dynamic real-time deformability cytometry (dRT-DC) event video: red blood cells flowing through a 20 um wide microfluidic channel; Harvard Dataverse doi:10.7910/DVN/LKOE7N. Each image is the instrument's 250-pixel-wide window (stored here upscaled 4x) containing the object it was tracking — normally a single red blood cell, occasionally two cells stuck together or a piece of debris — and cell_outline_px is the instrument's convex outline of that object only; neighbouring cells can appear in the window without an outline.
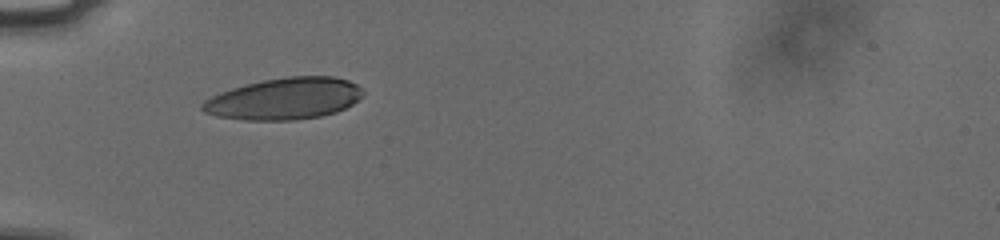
{"species": "human", "species_latin": "Homo sapiens", "temperature_condition": "cold", "stored_images_in_passage": 39, "camera_frame_rate_fps": 3000, "um_per_image_px": 0.085, "donor": {"sex": "male"}, "frame": {"image": 1, "passage_image": 2, "time_ms": 0.333, "image_size_px": [1000, 240], "cell_outline_px": [[364, 96], [352, 104], [336, 112], [320, 116], [296, 120], [244, 120], [216, 116], [204, 112], [200, 108], [200, 104], [204, 100], [220, 92], [232, 88], [264, 80], [288, 76], [332, 76], [348, 80], [356, 84], [364, 92]], "centroid_in_image_um": [24.17, 8.39], "position_along_channel_um": 60.8, "area_um2": 39.02}}
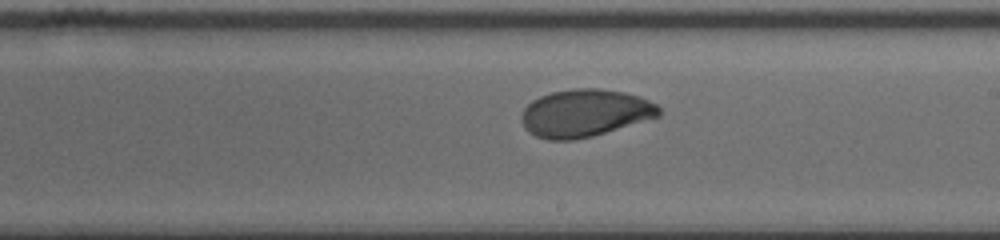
{"frame": {"image": 2, "passage_image": 17, "time_ms": 5.333, "image_size_px": [1000, 240], "cell_outline_px": [[660, 116], [592, 136], [572, 140], [548, 140], [536, 136], [528, 132], [524, 128], [520, 120], [520, 116], [524, 108], [532, 100], [540, 96], [552, 92], [576, 88], [600, 88], [624, 92], [640, 96], [656, 104], [660, 108]], "centroid_in_image_um": [49.68, 9.61], "position_along_channel_um": 239.3, "area_um2": 38.15}}
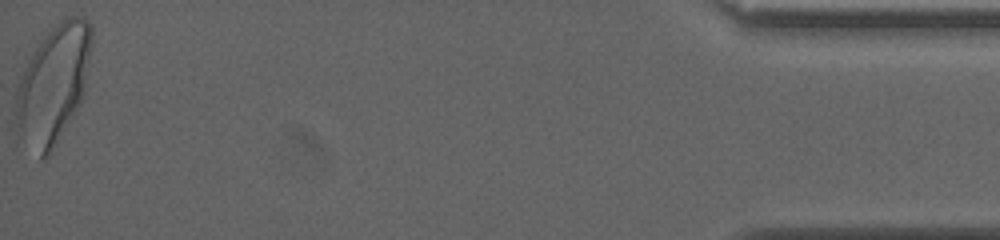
{"frame": {"image": 3, "passage_image": 39, "time_ms": 12.667, "image_size_px": [1000, 240], "cell_outline_px": [[92, 44], [84, 92], [80, 104], [52, 152], [44, 160], [40, 160], [20, 132], [16, 116], [16, 84], [28, 60], [36, 48], [48, 32], [56, 24], [68, 16], [80, 16], [88, 20], [92, 24]], "centroid_in_image_um": [4.56, 7.14], "position_along_channel_um": 430.6, "area_um2": 51.73}, "authors_computed_cell_mechanics": {"area_um2": 38.4948, "velocity_mm_per_s": 3.7535, "shape_relaxation_time_tau1_ms": 3.5443, "shape_relaxation_time_tau2_ms": 1.3223, "deformation_change_tau1": 0.1369, "deformation_change_tau2": 0.0445}}